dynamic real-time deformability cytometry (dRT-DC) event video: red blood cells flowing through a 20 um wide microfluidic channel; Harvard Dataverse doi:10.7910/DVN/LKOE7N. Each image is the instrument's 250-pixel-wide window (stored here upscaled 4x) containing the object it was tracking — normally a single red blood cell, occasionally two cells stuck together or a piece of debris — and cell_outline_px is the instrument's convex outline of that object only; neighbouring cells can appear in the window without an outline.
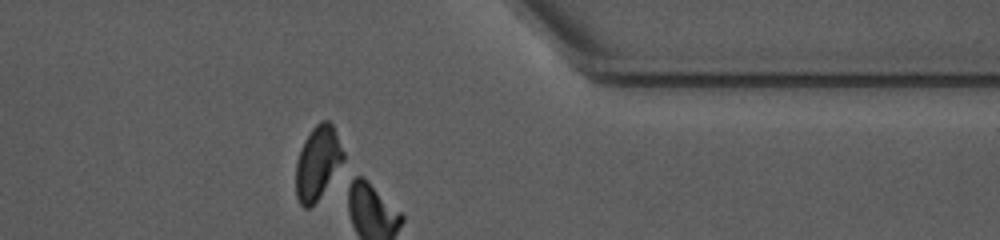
{"species": "common noctule bat (a hibernating species)", "species_latin": "Nyctalus noctula", "temperature_condition": "warm", "stored_images_in_passage": 29, "camera_frame_rate_fps": 3000, "um_per_image_px": 0.085, "animal": {"sex": "female", "body_mass_g": 10.0, "forearm_length_mm": 53.1}, "frame": {"image": 1, "passage_image": 29, "time_ms": 9.333, "image_size_px": [1000, 240], "cell_outline_px": [[344, 160], [316, 200], [308, 208], [304, 208], [300, 204], [296, 196], [296, 164], [304, 140], [312, 128], [320, 120], [328, 120], [332, 124], [344, 152]], "centroid_in_image_um": [26.99, 13.79], "position_along_channel_um": 384.4, "area_um2": 19.83}, "authors_computed_cell_mechanics": {"area_um2": 21.386, "velocity_mm_per_s": 3.8613, "shape_relaxation_time_tau1_ms": 6.4615, "shape_relaxation_time_tau2_ms": 2.4625, "deformation_change_tau1": 0.18, "deformation_change_tau2": 0.0643}}